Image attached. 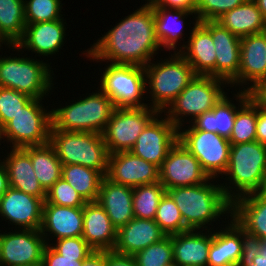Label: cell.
<instances>
[{
  "label": "cell",
  "mask_w": 266,
  "mask_h": 266,
  "mask_svg": "<svg viewBox=\"0 0 266 266\" xmlns=\"http://www.w3.org/2000/svg\"><path fill=\"white\" fill-rule=\"evenodd\" d=\"M110 28L81 54L91 62H100L102 67L105 62L145 67L162 51L155 35L154 9L150 4L133 8V12Z\"/></svg>",
  "instance_id": "1"
},
{
  "label": "cell",
  "mask_w": 266,
  "mask_h": 266,
  "mask_svg": "<svg viewBox=\"0 0 266 266\" xmlns=\"http://www.w3.org/2000/svg\"><path fill=\"white\" fill-rule=\"evenodd\" d=\"M166 192L180 210L188 229L214 230L225 225L232 215V202L225 196L216 178L194 186L175 187Z\"/></svg>",
  "instance_id": "2"
},
{
  "label": "cell",
  "mask_w": 266,
  "mask_h": 266,
  "mask_svg": "<svg viewBox=\"0 0 266 266\" xmlns=\"http://www.w3.org/2000/svg\"><path fill=\"white\" fill-rule=\"evenodd\" d=\"M220 178L224 179L219 180L220 185L231 202L266 190V145L258 141L231 144L228 166Z\"/></svg>",
  "instance_id": "3"
},
{
  "label": "cell",
  "mask_w": 266,
  "mask_h": 266,
  "mask_svg": "<svg viewBox=\"0 0 266 266\" xmlns=\"http://www.w3.org/2000/svg\"><path fill=\"white\" fill-rule=\"evenodd\" d=\"M9 49L20 54L17 53L19 57L14 56L16 53L10 56L0 54V87L16 90L35 99L49 98V93L53 94L54 89L58 88L54 86L57 83L52 62L37 59L33 55L25 57L28 54L16 45H10Z\"/></svg>",
  "instance_id": "4"
},
{
  "label": "cell",
  "mask_w": 266,
  "mask_h": 266,
  "mask_svg": "<svg viewBox=\"0 0 266 266\" xmlns=\"http://www.w3.org/2000/svg\"><path fill=\"white\" fill-rule=\"evenodd\" d=\"M163 58H154L144 67L148 106L159 113H163L196 76L180 53L169 52Z\"/></svg>",
  "instance_id": "5"
},
{
  "label": "cell",
  "mask_w": 266,
  "mask_h": 266,
  "mask_svg": "<svg viewBox=\"0 0 266 266\" xmlns=\"http://www.w3.org/2000/svg\"><path fill=\"white\" fill-rule=\"evenodd\" d=\"M94 91L86 93L83 98L81 95L79 99L65 102V107L61 103L59 107L52 108V127L62 131L102 134L115 106L98 87Z\"/></svg>",
  "instance_id": "6"
},
{
  "label": "cell",
  "mask_w": 266,
  "mask_h": 266,
  "mask_svg": "<svg viewBox=\"0 0 266 266\" xmlns=\"http://www.w3.org/2000/svg\"><path fill=\"white\" fill-rule=\"evenodd\" d=\"M49 143L62 165L79 164L107 175L109 151L100 133L50 128Z\"/></svg>",
  "instance_id": "7"
},
{
  "label": "cell",
  "mask_w": 266,
  "mask_h": 266,
  "mask_svg": "<svg viewBox=\"0 0 266 266\" xmlns=\"http://www.w3.org/2000/svg\"><path fill=\"white\" fill-rule=\"evenodd\" d=\"M229 87L222 79L196 75L163 114L179 129L190 124L197 116L212 110L227 93L226 90H232Z\"/></svg>",
  "instance_id": "8"
},
{
  "label": "cell",
  "mask_w": 266,
  "mask_h": 266,
  "mask_svg": "<svg viewBox=\"0 0 266 266\" xmlns=\"http://www.w3.org/2000/svg\"><path fill=\"white\" fill-rule=\"evenodd\" d=\"M42 100L45 99L32 98L0 130L1 143H6L7 148H24L49 143L52 126L51 110Z\"/></svg>",
  "instance_id": "9"
},
{
  "label": "cell",
  "mask_w": 266,
  "mask_h": 266,
  "mask_svg": "<svg viewBox=\"0 0 266 266\" xmlns=\"http://www.w3.org/2000/svg\"><path fill=\"white\" fill-rule=\"evenodd\" d=\"M99 69L98 88L111 99L115 108L148 106L143 66L106 63Z\"/></svg>",
  "instance_id": "10"
},
{
  "label": "cell",
  "mask_w": 266,
  "mask_h": 266,
  "mask_svg": "<svg viewBox=\"0 0 266 266\" xmlns=\"http://www.w3.org/2000/svg\"><path fill=\"white\" fill-rule=\"evenodd\" d=\"M159 112L149 106L115 108L102 133L109 154L130 151Z\"/></svg>",
  "instance_id": "11"
},
{
  "label": "cell",
  "mask_w": 266,
  "mask_h": 266,
  "mask_svg": "<svg viewBox=\"0 0 266 266\" xmlns=\"http://www.w3.org/2000/svg\"><path fill=\"white\" fill-rule=\"evenodd\" d=\"M178 141L200 162L210 178L222 176L228 166L230 142L214 132L178 130Z\"/></svg>",
  "instance_id": "12"
},
{
  "label": "cell",
  "mask_w": 266,
  "mask_h": 266,
  "mask_svg": "<svg viewBox=\"0 0 266 266\" xmlns=\"http://www.w3.org/2000/svg\"><path fill=\"white\" fill-rule=\"evenodd\" d=\"M0 229V266L42 263L45 239L40 230ZM7 232V233H6Z\"/></svg>",
  "instance_id": "13"
},
{
  "label": "cell",
  "mask_w": 266,
  "mask_h": 266,
  "mask_svg": "<svg viewBox=\"0 0 266 266\" xmlns=\"http://www.w3.org/2000/svg\"><path fill=\"white\" fill-rule=\"evenodd\" d=\"M209 179L198 159L179 141L169 150L159 167V182L165 190L194 186L205 183Z\"/></svg>",
  "instance_id": "14"
},
{
  "label": "cell",
  "mask_w": 266,
  "mask_h": 266,
  "mask_svg": "<svg viewBox=\"0 0 266 266\" xmlns=\"http://www.w3.org/2000/svg\"><path fill=\"white\" fill-rule=\"evenodd\" d=\"M177 141L178 128L163 113H158L144 128L130 151L160 167Z\"/></svg>",
  "instance_id": "15"
},
{
  "label": "cell",
  "mask_w": 266,
  "mask_h": 266,
  "mask_svg": "<svg viewBox=\"0 0 266 266\" xmlns=\"http://www.w3.org/2000/svg\"><path fill=\"white\" fill-rule=\"evenodd\" d=\"M43 205V199L9 187L0 198V222L12 225L8 231L13 228L40 230Z\"/></svg>",
  "instance_id": "16"
},
{
  "label": "cell",
  "mask_w": 266,
  "mask_h": 266,
  "mask_svg": "<svg viewBox=\"0 0 266 266\" xmlns=\"http://www.w3.org/2000/svg\"><path fill=\"white\" fill-rule=\"evenodd\" d=\"M66 20L59 19L49 22H39L28 24L25 27L24 34L21 39L15 44L21 51H31L36 56L44 58L45 61H50L49 57L56 55L63 50L66 43L67 26ZM65 41V42H64ZM42 56V57H41Z\"/></svg>",
  "instance_id": "17"
},
{
  "label": "cell",
  "mask_w": 266,
  "mask_h": 266,
  "mask_svg": "<svg viewBox=\"0 0 266 266\" xmlns=\"http://www.w3.org/2000/svg\"><path fill=\"white\" fill-rule=\"evenodd\" d=\"M263 79H266V32L243 36L239 72L229 84L230 89L248 92Z\"/></svg>",
  "instance_id": "18"
},
{
  "label": "cell",
  "mask_w": 266,
  "mask_h": 266,
  "mask_svg": "<svg viewBox=\"0 0 266 266\" xmlns=\"http://www.w3.org/2000/svg\"><path fill=\"white\" fill-rule=\"evenodd\" d=\"M232 90V98L227 93L213 107L212 110L197 116L187 126H182L178 130H202L214 132L227 139L230 138L235 122L237 111L250 99L247 91ZM233 92V93H232ZM232 99V100H231ZM236 100L237 103H234ZM188 128V129H187Z\"/></svg>",
  "instance_id": "19"
},
{
  "label": "cell",
  "mask_w": 266,
  "mask_h": 266,
  "mask_svg": "<svg viewBox=\"0 0 266 266\" xmlns=\"http://www.w3.org/2000/svg\"><path fill=\"white\" fill-rule=\"evenodd\" d=\"M106 177L112 182L131 188L159 182V167L131 151L109 155Z\"/></svg>",
  "instance_id": "20"
},
{
  "label": "cell",
  "mask_w": 266,
  "mask_h": 266,
  "mask_svg": "<svg viewBox=\"0 0 266 266\" xmlns=\"http://www.w3.org/2000/svg\"><path fill=\"white\" fill-rule=\"evenodd\" d=\"M153 9L155 35L162 51L179 53L186 45V42L184 40L188 41V39L184 38H189L187 37V35H191L192 29L199 22L195 12L178 9H167L163 7H153ZM189 17L192 18V21L190 19H187ZM185 19H187V21ZM188 21H190L191 23H188ZM186 22L188 23L189 27H191L190 29H188V34L186 32L184 33L185 29H183L185 27L184 25H187ZM184 34L186 35V37Z\"/></svg>",
  "instance_id": "21"
},
{
  "label": "cell",
  "mask_w": 266,
  "mask_h": 266,
  "mask_svg": "<svg viewBox=\"0 0 266 266\" xmlns=\"http://www.w3.org/2000/svg\"><path fill=\"white\" fill-rule=\"evenodd\" d=\"M83 225V207L58 206L44 201L40 232L46 244L50 245L54 239L82 237Z\"/></svg>",
  "instance_id": "22"
},
{
  "label": "cell",
  "mask_w": 266,
  "mask_h": 266,
  "mask_svg": "<svg viewBox=\"0 0 266 266\" xmlns=\"http://www.w3.org/2000/svg\"><path fill=\"white\" fill-rule=\"evenodd\" d=\"M212 36L216 53V78L230 84L237 76L240 66L241 38L216 21L200 22Z\"/></svg>",
  "instance_id": "23"
},
{
  "label": "cell",
  "mask_w": 266,
  "mask_h": 266,
  "mask_svg": "<svg viewBox=\"0 0 266 266\" xmlns=\"http://www.w3.org/2000/svg\"><path fill=\"white\" fill-rule=\"evenodd\" d=\"M166 236L155 220L134 217L117 230V241L113 250L121 254L134 256Z\"/></svg>",
  "instance_id": "24"
},
{
  "label": "cell",
  "mask_w": 266,
  "mask_h": 266,
  "mask_svg": "<svg viewBox=\"0 0 266 266\" xmlns=\"http://www.w3.org/2000/svg\"><path fill=\"white\" fill-rule=\"evenodd\" d=\"M82 238L94 251L113 250L117 241V229L101 205L87 202L83 207Z\"/></svg>",
  "instance_id": "25"
},
{
  "label": "cell",
  "mask_w": 266,
  "mask_h": 266,
  "mask_svg": "<svg viewBox=\"0 0 266 266\" xmlns=\"http://www.w3.org/2000/svg\"><path fill=\"white\" fill-rule=\"evenodd\" d=\"M173 261L179 266H207L212 230H192L172 234Z\"/></svg>",
  "instance_id": "26"
},
{
  "label": "cell",
  "mask_w": 266,
  "mask_h": 266,
  "mask_svg": "<svg viewBox=\"0 0 266 266\" xmlns=\"http://www.w3.org/2000/svg\"><path fill=\"white\" fill-rule=\"evenodd\" d=\"M217 229L212 230L207 266H237L242 254V227L230 217Z\"/></svg>",
  "instance_id": "27"
},
{
  "label": "cell",
  "mask_w": 266,
  "mask_h": 266,
  "mask_svg": "<svg viewBox=\"0 0 266 266\" xmlns=\"http://www.w3.org/2000/svg\"><path fill=\"white\" fill-rule=\"evenodd\" d=\"M179 52L191 65L196 75L216 78V53L211 33L198 22Z\"/></svg>",
  "instance_id": "28"
},
{
  "label": "cell",
  "mask_w": 266,
  "mask_h": 266,
  "mask_svg": "<svg viewBox=\"0 0 266 266\" xmlns=\"http://www.w3.org/2000/svg\"><path fill=\"white\" fill-rule=\"evenodd\" d=\"M133 188L103 177L97 202L106 211L112 225L118 230L134 218Z\"/></svg>",
  "instance_id": "29"
},
{
  "label": "cell",
  "mask_w": 266,
  "mask_h": 266,
  "mask_svg": "<svg viewBox=\"0 0 266 266\" xmlns=\"http://www.w3.org/2000/svg\"><path fill=\"white\" fill-rule=\"evenodd\" d=\"M7 150L4 154L5 159L1 161L6 167L10 187L45 201L47 192L35 176L30 156L22 148H8Z\"/></svg>",
  "instance_id": "30"
},
{
  "label": "cell",
  "mask_w": 266,
  "mask_h": 266,
  "mask_svg": "<svg viewBox=\"0 0 266 266\" xmlns=\"http://www.w3.org/2000/svg\"><path fill=\"white\" fill-rule=\"evenodd\" d=\"M231 217L244 230L266 242V190L235 199Z\"/></svg>",
  "instance_id": "31"
},
{
  "label": "cell",
  "mask_w": 266,
  "mask_h": 266,
  "mask_svg": "<svg viewBox=\"0 0 266 266\" xmlns=\"http://www.w3.org/2000/svg\"><path fill=\"white\" fill-rule=\"evenodd\" d=\"M222 27L240 38L266 32V20L253 0L224 13L216 20Z\"/></svg>",
  "instance_id": "32"
},
{
  "label": "cell",
  "mask_w": 266,
  "mask_h": 266,
  "mask_svg": "<svg viewBox=\"0 0 266 266\" xmlns=\"http://www.w3.org/2000/svg\"><path fill=\"white\" fill-rule=\"evenodd\" d=\"M22 149L30 156L35 176L47 192L62 174V162L57 158L54 147L47 143Z\"/></svg>",
  "instance_id": "33"
},
{
  "label": "cell",
  "mask_w": 266,
  "mask_h": 266,
  "mask_svg": "<svg viewBox=\"0 0 266 266\" xmlns=\"http://www.w3.org/2000/svg\"><path fill=\"white\" fill-rule=\"evenodd\" d=\"M61 177L67 181L86 202L97 201L103 175L79 164L62 165Z\"/></svg>",
  "instance_id": "34"
},
{
  "label": "cell",
  "mask_w": 266,
  "mask_h": 266,
  "mask_svg": "<svg viewBox=\"0 0 266 266\" xmlns=\"http://www.w3.org/2000/svg\"><path fill=\"white\" fill-rule=\"evenodd\" d=\"M26 27L24 0H0V34L15 45Z\"/></svg>",
  "instance_id": "35"
},
{
  "label": "cell",
  "mask_w": 266,
  "mask_h": 266,
  "mask_svg": "<svg viewBox=\"0 0 266 266\" xmlns=\"http://www.w3.org/2000/svg\"><path fill=\"white\" fill-rule=\"evenodd\" d=\"M165 193V187L160 182L134 187L132 201L134 217L154 220L158 205Z\"/></svg>",
  "instance_id": "36"
},
{
  "label": "cell",
  "mask_w": 266,
  "mask_h": 266,
  "mask_svg": "<svg viewBox=\"0 0 266 266\" xmlns=\"http://www.w3.org/2000/svg\"><path fill=\"white\" fill-rule=\"evenodd\" d=\"M257 105L249 99L238 111L230 138V144L256 141Z\"/></svg>",
  "instance_id": "37"
},
{
  "label": "cell",
  "mask_w": 266,
  "mask_h": 266,
  "mask_svg": "<svg viewBox=\"0 0 266 266\" xmlns=\"http://www.w3.org/2000/svg\"><path fill=\"white\" fill-rule=\"evenodd\" d=\"M63 0H24L26 25L63 19ZM64 16V17H63Z\"/></svg>",
  "instance_id": "38"
},
{
  "label": "cell",
  "mask_w": 266,
  "mask_h": 266,
  "mask_svg": "<svg viewBox=\"0 0 266 266\" xmlns=\"http://www.w3.org/2000/svg\"><path fill=\"white\" fill-rule=\"evenodd\" d=\"M154 220L166 235L189 230L185 226L180 210L167 192L162 196Z\"/></svg>",
  "instance_id": "39"
},
{
  "label": "cell",
  "mask_w": 266,
  "mask_h": 266,
  "mask_svg": "<svg viewBox=\"0 0 266 266\" xmlns=\"http://www.w3.org/2000/svg\"><path fill=\"white\" fill-rule=\"evenodd\" d=\"M137 266H165L173 262L171 235L134 255Z\"/></svg>",
  "instance_id": "40"
},
{
  "label": "cell",
  "mask_w": 266,
  "mask_h": 266,
  "mask_svg": "<svg viewBox=\"0 0 266 266\" xmlns=\"http://www.w3.org/2000/svg\"><path fill=\"white\" fill-rule=\"evenodd\" d=\"M32 98L13 89L0 87V130L25 106Z\"/></svg>",
  "instance_id": "41"
},
{
  "label": "cell",
  "mask_w": 266,
  "mask_h": 266,
  "mask_svg": "<svg viewBox=\"0 0 266 266\" xmlns=\"http://www.w3.org/2000/svg\"><path fill=\"white\" fill-rule=\"evenodd\" d=\"M46 201L58 206L84 207L82 196L62 177L47 191Z\"/></svg>",
  "instance_id": "42"
},
{
  "label": "cell",
  "mask_w": 266,
  "mask_h": 266,
  "mask_svg": "<svg viewBox=\"0 0 266 266\" xmlns=\"http://www.w3.org/2000/svg\"><path fill=\"white\" fill-rule=\"evenodd\" d=\"M247 0H197L195 10L199 22L216 21L224 13L232 10Z\"/></svg>",
  "instance_id": "43"
},
{
  "label": "cell",
  "mask_w": 266,
  "mask_h": 266,
  "mask_svg": "<svg viewBox=\"0 0 266 266\" xmlns=\"http://www.w3.org/2000/svg\"><path fill=\"white\" fill-rule=\"evenodd\" d=\"M50 246L62 257L76 258V261H83L94 252L82 237L54 240Z\"/></svg>",
  "instance_id": "44"
},
{
  "label": "cell",
  "mask_w": 266,
  "mask_h": 266,
  "mask_svg": "<svg viewBox=\"0 0 266 266\" xmlns=\"http://www.w3.org/2000/svg\"><path fill=\"white\" fill-rule=\"evenodd\" d=\"M265 250V242L242 228V254L237 266H251L253 259Z\"/></svg>",
  "instance_id": "45"
},
{
  "label": "cell",
  "mask_w": 266,
  "mask_h": 266,
  "mask_svg": "<svg viewBox=\"0 0 266 266\" xmlns=\"http://www.w3.org/2000/svg\"><path fill=\"white\" fill-rule=\"evenodd\" d=\"M43 266H81L82 261L76 258L62 257L49 244H46L42 256Z\"/></svg>",
  "instance_id": "46"
},
{
  "label": "cell",
  "mask_w": 266,
  "mask_h": 266,
  "mask_svg": "<svg viewBox=\"0 0 266 266\" xmlns=\"http://www.w3.org/2000/svg\"><path fill=\"white\" fill-rule=\"evenodd\" d=\"M150 5L152 7H163L167 9L195 12L197 0H154Z\"/></svg>",
  "instance_id": "47"
},
{
  "label": "cell",
  "mask_w": 266,
  "mask_h": 266,
  "mask_svg": "<svg viewBox=\"0 0 266 266\" xmlns=\"http://www.w3.org/2000/svg\"><path fill=\"white\" fill-rule=\"evenodd\" d=\"M106 266H137L134 256L106 251Z\"/></svg>",
  "instance_id": "48"
},
{
  "label": "cell",
  "mask_w": 266,
  "mask_h": 266,
  "mask_svg": "<svg viewBox=\"0 0 266 266\" xmlns=\"http://www.w3.org/2000/svg\"><path fill=\"white\" fill-rule=\"evenodd\" d=\"M248 93L258 107L266 109V79L259 81Z\"/></svg>",
  "instance_id": "49"
},
{
  "label": "cell",
  "mask_w": 266,
  "mask_h": 266,
  "mask_svg": "<svg viewBox=\"0 0 266 266\" xmlns=\"http://www.w3.org/2000/svg\"><path fill=\"white\" fill-rule=\"evenodd\" d=\"M256 141L266 145V109L257 106Z\"/></svg>",
  "instance_id": "50"
},
{
  "label": "cell",
  "mask_w": 266,
  "mask_h": 266,
  "mask_svg": "<svg viewBox=\"0 0 266 266\" xmlns=\"http://www.w3.org/2000/svg\"><path fill=\"white\" fill-rule=\"evenodd\" d=\"M81 266H106V251H94L82 261Z\"/></svg>",
  "instance_id": "51"
},
{
  "label": "cell",
  "mask_w": 266,
  "mask_h": 266,
  "mask_svg": "<svg viewBox=\"0 0 266 266\" xmlns=\"http://www.w3.org/2000/svg\"><path fill=\"white\" fill-rule=\"evenodd\" d=\"M10 187L7 170L4 163L0 159V198Z\"/></svg>",
  "instance_id": "52"
},
{
  "label": "cell",
  "mask_w": 266,
  "mask_h": 266,
  "mask_svg": "<svg viewBox=\"0 0 266 266\" xmlns=\"http://www.w3.org/2000/svg\"><path fill=\"white\" fill-rule=\"evenodd\" d=\"M251 266H266V250L258 254L254 259Z\"/></svg>",
  "instance_id": "53"
},
{
  "label": "cell",
  "mask_w": 266,
  "mask_h": 266,
  "mask_svg": "<svg viewBox=\"0 0 266 266\" xmlns=\"http://www.w3.org/2000/svg\"><path fill=\"white\" fill-rule=\"evenodd\" d=\"M258 9L261 11L263 18L266 20V0H253Z\"/></svg>",
  "instance_id": "54"
},
{
  "label": "cell",
  "mask_w": 266,
  "mask_h": 266,
  "mask_svg": "<svg viewBox=\"0 0 266 266\" xmlns=\"http://www.w3.org/2000/svg\"><path fill=\"white\" fill-rule=\"evenodd\" d=\"M2 46H4L5 48L8 49L10 44L0 34V50L2 49V51H3L4 49L2 48Z\"/></svg>",
  "instance_id": "55"
},
{
  "label": "cell",
  "mask_w": 266,
  "mask_h": 266,
  "mask_svg": "<svg viewBox=\"0 0 266 266\" xmlns=\"http://www.w3.org/2000/svg\"><path fill=\"white\" fill-rule=\"evenodd\" d=\"M23 266H43L42 263H36V264H29V265H23Z\"/></svg>",
  "instance_id": "56"
},
{
  "label": "cell",
  "mask_w": 266,
  "mask_h": 266,
  "mask_svg": "<svg viewBox=\"0 0 266 266\" xmlns=\"http://www.w3.org/2000/svg\"><path fill=\"white\" fill-rule=\"evenodd\" d=\"M165 266H179L176 262H172V263H169V264H167V265H165Z\"/></svg>",
  "instance_id": "57"
},
{
  "label": "cell",
  "mask_w": 266,
  "mask_h": 266,
  "mask_svg": "<svg viewBox=\"0 0 266 266\" xmlns=\"http://www.w3.org/2000/svg\"><path fill=\"white\" fill-rule=\"evenodd\" d=\"M145 1V4H151L154 0H142Z\"/></svg>",
  "instance_id": "58"
}]
</instances>
